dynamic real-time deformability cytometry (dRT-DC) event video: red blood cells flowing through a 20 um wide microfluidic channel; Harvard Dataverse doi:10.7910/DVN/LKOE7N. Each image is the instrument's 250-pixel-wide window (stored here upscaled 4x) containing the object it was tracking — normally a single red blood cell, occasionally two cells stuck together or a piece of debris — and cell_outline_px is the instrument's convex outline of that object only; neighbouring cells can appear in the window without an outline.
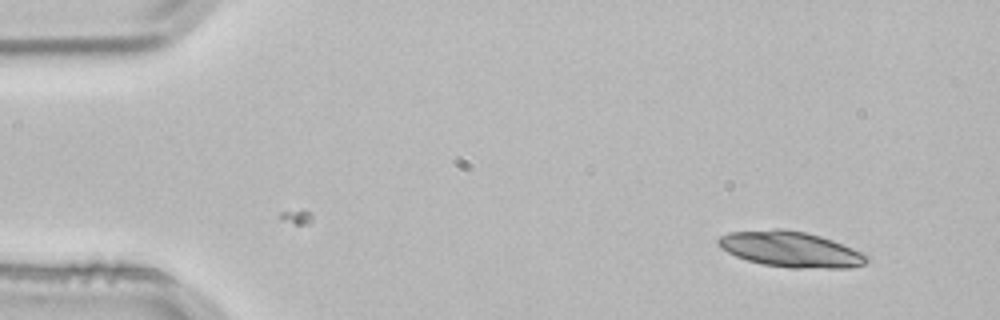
{"species": "common noctule bat (a hibernating species)", "species_latin": "Nyctalus noctula", "temperature_condition": "room temperature", "stored_images_in_passage": 2, "camera_frame_rate_fps": 3000, "um_per_image_px": 0.085, "animal": {"sex": "male", "body_mass_g": 21.5, "forearm_length_mm": 52.0}, "frame": {"image": 1, "passage_image": 2, "time_ms": 0.333, "image_size_px": [1000, 320], "cell_outline_px": [[868, 260], [864, 264], [848, 268], [792, 268], [764, 264], [748, 260], [736, 256], [720, 248], [716, 244], [716, 240], [720, 236], [728, 232], [776, 228], [784, 228], [804, 232], [820, 236], [832, 240], [852, 248], [868, 256]], "centroid_in_image_um": [67.16, 21.18], "position_along_channel_um": 17.8, "area_um2": 30.81}}